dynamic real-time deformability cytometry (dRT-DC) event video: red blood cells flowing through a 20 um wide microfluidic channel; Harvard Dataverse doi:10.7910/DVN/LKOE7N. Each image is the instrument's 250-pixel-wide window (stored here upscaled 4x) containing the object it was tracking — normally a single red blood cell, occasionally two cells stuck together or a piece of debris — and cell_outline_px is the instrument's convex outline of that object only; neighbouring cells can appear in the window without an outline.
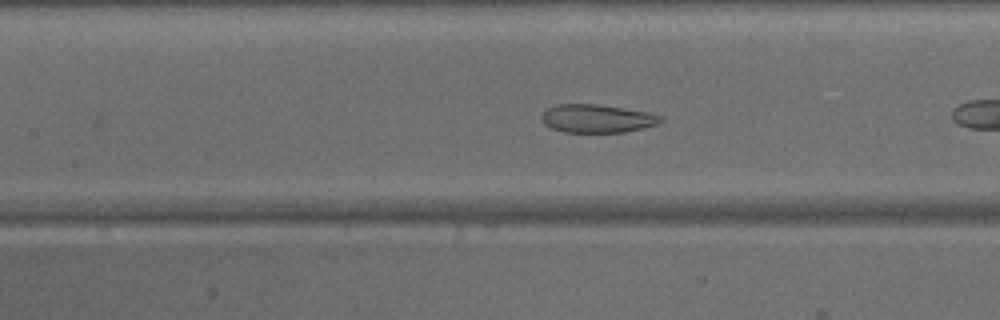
{"species": "common noctule bat (a hibernating species)", "species_latin": "Nyctalus noctula", "temperature_condition": "warm", "stored_images_in_passage": 13, "camera_frame_rate_fps": 3000, "um_per_image_px": 0.085, "animal": {"sex": "male", "body_mass_g": 15.6}, "frame": {"image": 1, "passage_image": 8, "time_ms": 2.333, "image_size_px": [1000, 320], "cell_outline_px": [[664, 120], [660, 124], [644, 128], [624, 132], [564, 132], [552, 128], [544, 124], [540, 116], [548, 108], [556, 104], [596, 104], [648, 112], [664, 116]], "centroid_in_image_um": [50.79, 10.08], "position_along_channel_um": 156.6, "area_um2": 19.71}}
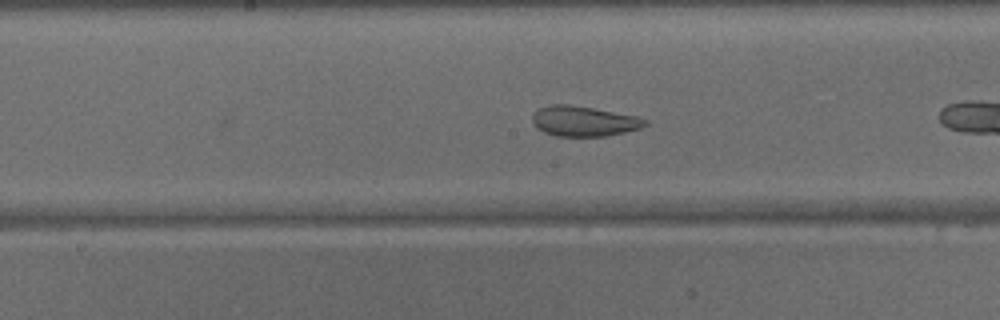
{"frame": {"image": 2, "passage_image": 11, "time_ms": 3.333, "image_size_px": [1000, 320], "cell_outline_px": [[648, 124], [640, 128], [624, 132], [604, 136], [556, 136], [544, 132], [536, 128], [532, 120], [532, 116], [540, 108], [548, 104], [568, 104], [592, 108], [636, 116], [648, 120]], "centroid_in_image_um": [49.61, 10.3], "position_along_channel_um": 198.6, "area_um2": 19.71}}